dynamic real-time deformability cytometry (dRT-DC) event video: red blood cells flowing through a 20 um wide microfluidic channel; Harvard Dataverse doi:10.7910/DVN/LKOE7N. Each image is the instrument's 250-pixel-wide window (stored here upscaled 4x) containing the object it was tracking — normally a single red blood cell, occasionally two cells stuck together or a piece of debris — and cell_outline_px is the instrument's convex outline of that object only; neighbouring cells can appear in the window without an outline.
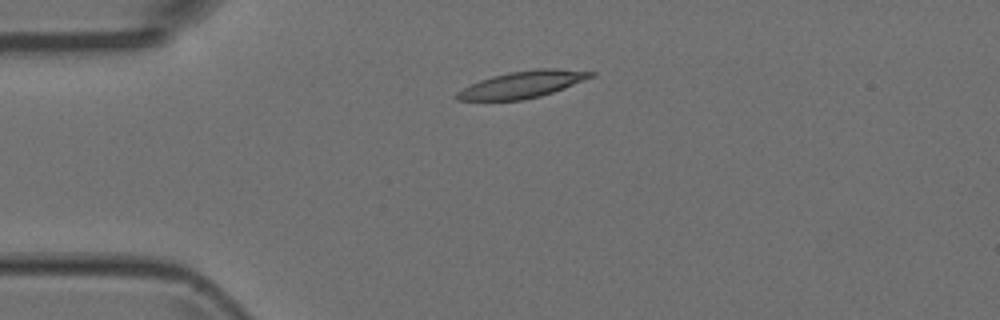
{"species": "Egyptian fruit bat (a non-hibernating species)", "species_latin": "Rousettus aegyptiacus", "temperature_condition": "room temperature", "stored_images_in_passage": 6, "camera_frame_rate_fps": 3000, "um_per_image_px": 0.085, "animal": {"sex": "female"}, "frame": {"image": 1, "passage_image": 3, "time_ms": 0.667, "image_size_px": [1000, 320], "cell_outline_px": [[596, 76], [564, 88], [540, 96], [524, 100], [456, 100], [452, 96], [456, 92], [480, 80], [492, 76], [508, 72], [540, 68], [556, 68], [596, 72]], "centroid_in_image_um": [44.42, 7.17], "position_along_channel_um": 40.6, "area_um2": 20.98}}
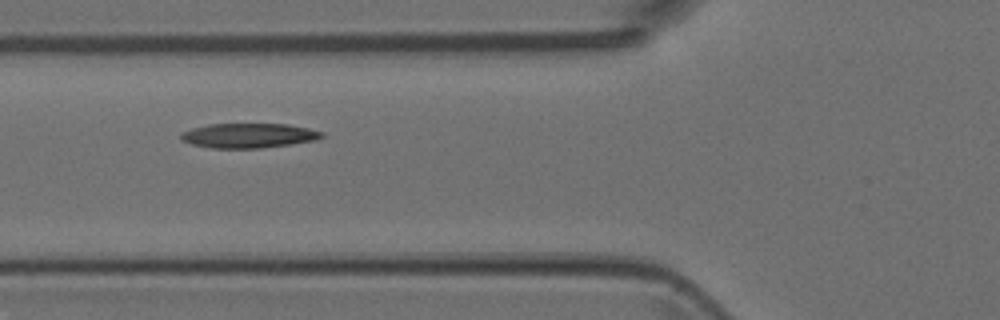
{"frame": {"image": 2, "passage_image": 5, "time_ms": 1.333, "image_size_px": [1000, 320], "cell_outline_px": [[324, 136], [316, 140], [260, 148], [212, 148], [192, 144], [184, 140], [180, 136], [180, 132], [192, 128], [208, 124], [288, 124], [308, 128], [324, 132]], "centroid_in_image_um": [21.14, 11.51], "position_along_channel_um": 104.7, "area_um2": 20.11}}
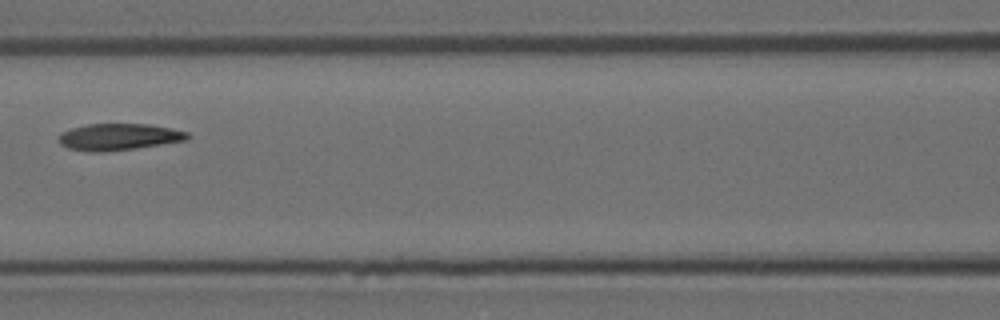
{"frame": {"image": 3, "passage_image": 6, "time_ms": 1.667, "image_size_px": [1000, 320], "cell_outline_px": [[192, 136], [188, 140], [136, 148], [96, 152], [92, 152], [68, 148], [60, 144], [60, 132], [72, 128], [88, 124], [148, 124], [172, 128], [188, 132]], "centroid_in_image_um": [10.14, 11.63], "position_along_channel_um": 156.5, "area_um2": 19.94}}